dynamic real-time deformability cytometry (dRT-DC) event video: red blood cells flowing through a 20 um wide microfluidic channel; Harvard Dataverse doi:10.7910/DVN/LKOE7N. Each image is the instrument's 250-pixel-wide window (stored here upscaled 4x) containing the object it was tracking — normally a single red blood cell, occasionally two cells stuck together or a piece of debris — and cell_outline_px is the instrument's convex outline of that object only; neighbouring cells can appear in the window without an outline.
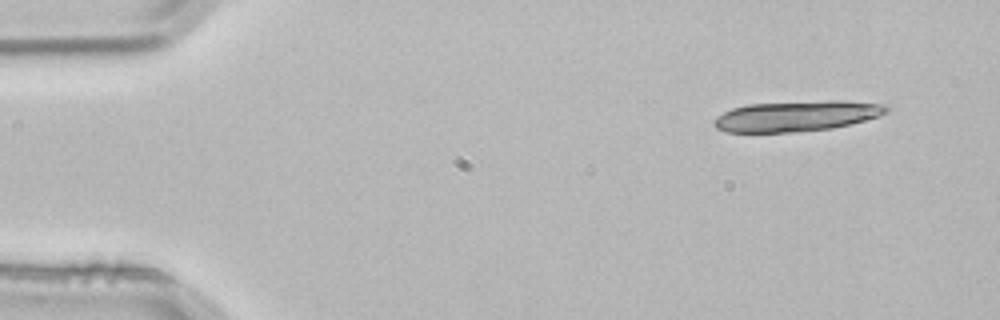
{"species": "common noctule bat (a hibernating species)", "species_latin": "Nyctalus noctula", "temperature_condition": "room temperature", "stored_images_in_passage": 4, "segment_of_instrument_passage": [2, 2], "camera_frame_rate_fps": 3000, "um_per_image_px": 0.085, "animal": {"sex": "male", "body_mass_g": 21.5, "forearm_length_mm": 52.0}, "frame": {"image": 1, "passage_image": 4, "time_ms": 1.0, "image_size_px": [1000, 320], "cell_outline_px": [[888, 112], [880, 116], [832, 128], [796, 132], [728, 132], [716, 128], [712, 124], [712, 120], [716, 116], [732, 108], [748, 104], [828, 100], [840, 100], [888, 104]], "centroid_in_image_um": [67.71, 9.85], "position_along_channel_um": 17.3, "area_um2": 30.87}}